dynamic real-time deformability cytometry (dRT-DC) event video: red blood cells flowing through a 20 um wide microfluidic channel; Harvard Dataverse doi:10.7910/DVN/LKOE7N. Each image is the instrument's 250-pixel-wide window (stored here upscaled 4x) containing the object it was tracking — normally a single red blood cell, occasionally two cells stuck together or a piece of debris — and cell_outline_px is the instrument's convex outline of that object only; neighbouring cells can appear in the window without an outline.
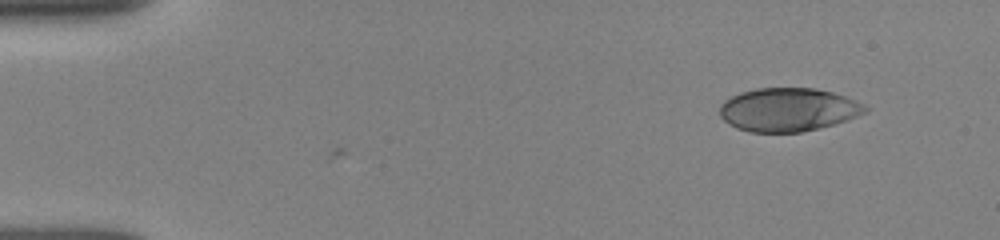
{"species": "human", "species_latin": "Homo sapiens", "temperature_condition": "room temperature", "stored_images_in_passage": 9, "camera_frame_rate_fps": 3000, "um_per_image_px": 0.085, "donor": {"sex": "female"}, "frame": {"image": 1, "passage_image": 1, "time_ms": 0.0, "image_size_px": [1000, 240], "cell_outline_px": [[868, 108], [864, 112], [856, 116], [820, 128], [804, 132], [748, 132], [736, 128], [728, 124], [720, 116], [720, 104], [724, 100], [740, 92], [756, 88], [816, 88], [832, 92], [856, 100], [864, 104]], "centroid_in_image_um": [66.95, 9.32], "position_along_channel_um": 18.1, "area_um2": 36.82}}
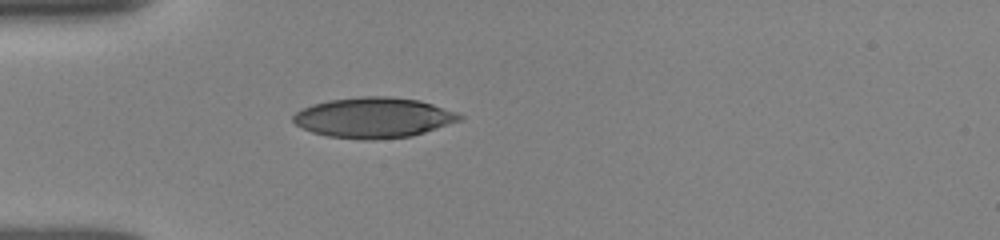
{"frame": {"image": 2, "passage_image": 7, "time_ms": 3.333, "image_size_px": [1000, 240], "cell_outline_px": [[464, 116], [460, 120], [412, 136], [372, 140], [360, 140], [328, 136], [312, 132], [296, 124], [292, 120], [292, 116], [296, 112], [312, 104], [328, 100], [360, 96], [388, 96], [420, 100], [456, 112]], "centroid_in_image_um": [31.74, 9.99], "position_along_channel_um": 53.3, "area_um2": 39.07}}
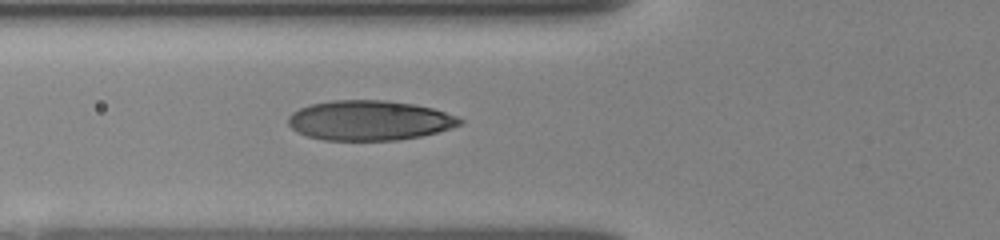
{"frame": {"image": 3, "passage_image": 9, "time_ms": 4.667, "image_size_px": [1000, 240], "cell_outline_px": [[464, 124], [452, 128], [420, 136], [396, 140], [324, 140], [308, 136], [296, 132], [288, 124], [288, 116], [292, 112], [300, 108], [312, 104], [332, 100], [384, 100], [416, 104], [432, 108], [456, 116], [464, 120]], "centroid_in_image_um": [31.4, 10.23], "position_along_channel_um": 94.4, "area_um2": 39.94}}